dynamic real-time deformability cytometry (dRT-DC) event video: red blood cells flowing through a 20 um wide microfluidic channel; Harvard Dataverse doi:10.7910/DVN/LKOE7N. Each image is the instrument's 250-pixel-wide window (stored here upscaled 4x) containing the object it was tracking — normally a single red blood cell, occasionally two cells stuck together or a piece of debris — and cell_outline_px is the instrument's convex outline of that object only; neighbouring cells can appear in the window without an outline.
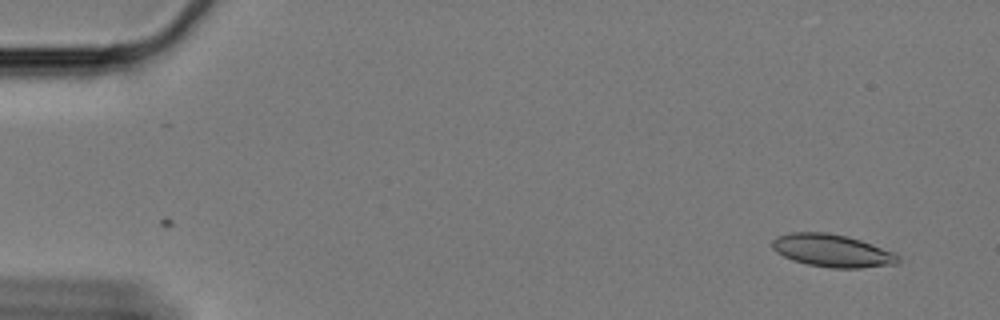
{"species": "Egyptian fruit bat (a non-hibernating species)", "species_latin": "Rousettus aegyptiacus", "temperature_condition": "cold", "stored_images_in_passage": 57, "camera_frame_rate_fps": 3000, "um_per_image_px": 0.085, "animal": {"sex": "female"}, "frame": {"image": 1, "passage_image": 1, "time_ms": 0.0, "image_size_px": [1000, 320], "cell_outline_px": [[900, 260], [896, 264], [860, 268], [832, 268], [808, 264], [792, 260], [776, 252], [772, 248], [772, 240], [776, 236], [792, 232], [828, 232], [860, 240], [896, 252], [900, 256]], "centroid_in_image_um": [70.75, 21.3], "position_along_channel_um": 14.3, "area_um2": 24.04}}
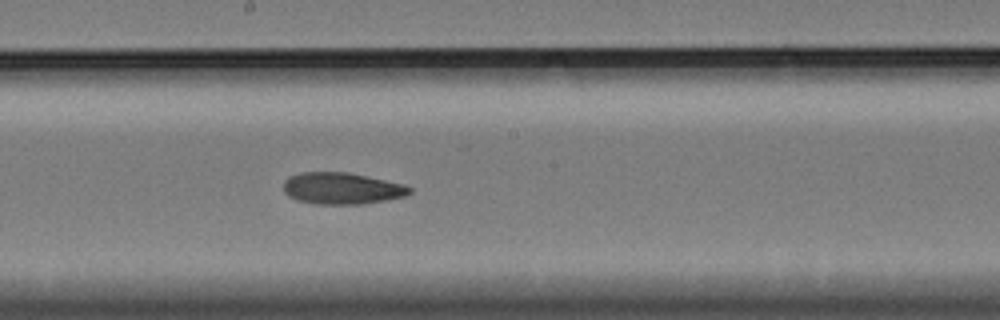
{"frame": {"image": 2, "passage_image": 30, "time_ms": 9.667, "image_size_px": [1000, 320], "cell_outline_px": [[412, 192], [404, 196], [384, 200], [360, 204], [316, 204], [296, 200], [288, 196], [284, 192], [284, 180], [288, 176], [300, 172], [348, 172], [404, 184], [412, 188]], "centroid_in_image_um": [29.02, 16.0], "position_along_channel_um": 219.2, "area_um2": 23.29}}
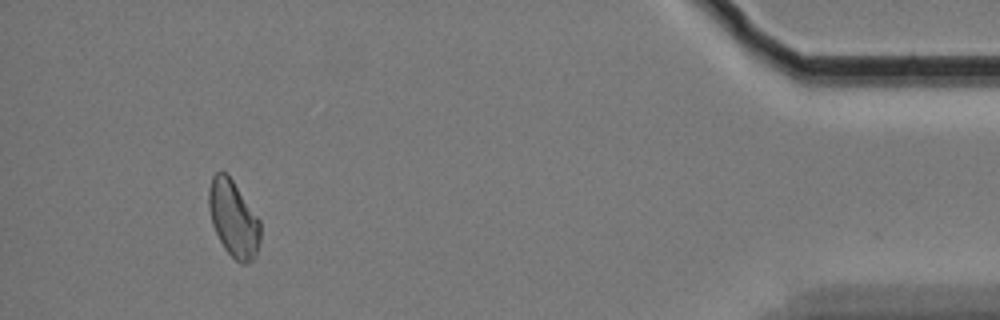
{"frame": {"image": 3, "passage_image": 53, "time_ms": 17.333, "image_size_px": [1000, 320], "cell_outline_px": [[260, 240], [256, 256], [252, 260], [244, 264], [240, 264], [224, 248], [212, 224], [208, 208], [208, 188], [212, 176], [216, 172], [224, 172], [232, 180], [260, 220]], "centroid_in_image_um": [19.83, 18.6], "position_along_channel_um": 415.4, "area_um2": 22.83}}